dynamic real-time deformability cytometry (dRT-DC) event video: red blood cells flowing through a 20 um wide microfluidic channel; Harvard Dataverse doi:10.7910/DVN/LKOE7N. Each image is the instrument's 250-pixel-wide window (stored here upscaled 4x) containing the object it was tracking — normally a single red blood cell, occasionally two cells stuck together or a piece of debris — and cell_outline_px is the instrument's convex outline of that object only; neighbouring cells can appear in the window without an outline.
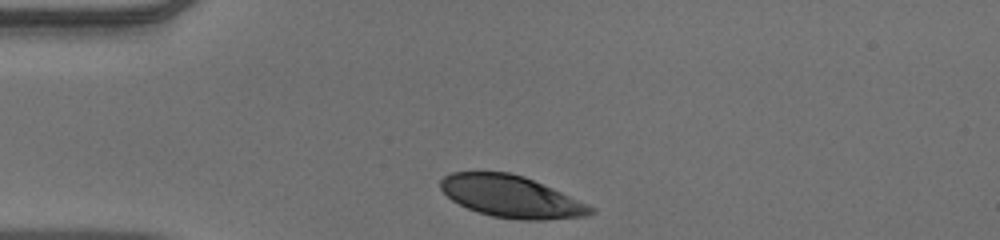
{"species": "human", "species_latin": "Homo sapiens", "temperature_condition": "warm", "stored_images_in_passage": 32, "camera_frame_rate_fps": 3000, "um_per_image_px": 0.085, "donor": {"sex": "male"}, "frame": {"image": 1, "passage_image": 1, "time_ms": 0.0, "image_size_px": [1000, 240], "cell_outline_px": [[596, 212], [588, 216], [548, 220], [520, 220], [492, 216], [476, 212], [452, 200], [440, 188], [440, 180], [444, 176], [452, 172], [508, 172], [524, 176], [552, 188], [588, 204], [596, 208]], "centroid_in_image_um": [43.48, 16.72], "position_along_channel_um": 41.5, "area_um2": 36.65}}
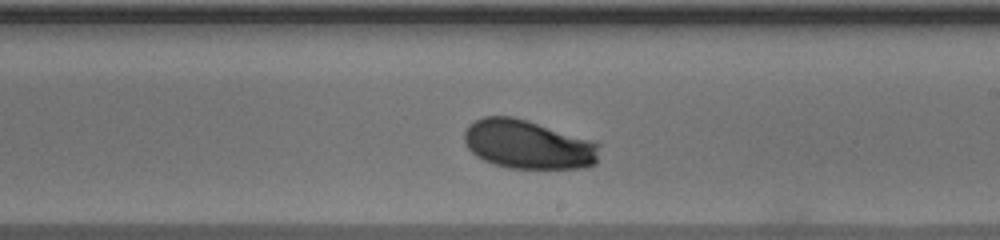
{"frame": {"image": 2, "passage_image": 19, "time_ms": 6.0, "image_size_px": [1000, 240], "cell_outline_px": [[600, 144], [596, 164], [584, 168], [508, 168], [492, 164], [476, 156], [464, 144], [464, 132], [468, 124], [484, 116], [512, 116], [596, 140]], "centroid_in_image_um": [44.9, 12.28], "position_along_channel_um": 244.1, "area_um2": 38.96}}
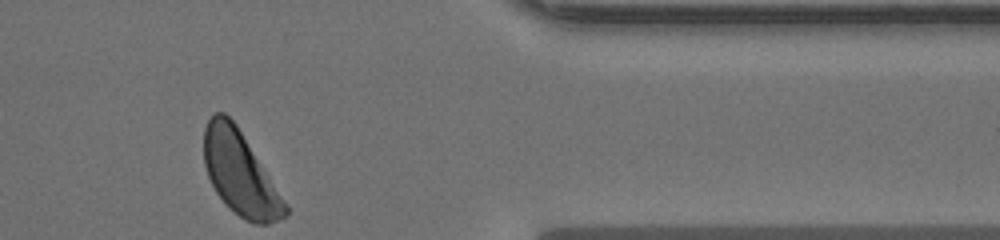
{"frame": {"image": 3, "passage_image": 32, "time_ms": 10.333, "image_size_px": [1000, 240], "cell_outline_px": [[288, 216], [280, 220], [268, 224], [256, 224], [244, 220], [228, 208], [224, 204], [216, 192], [208, 176], [204, 164], [204, 128], [208, 120], [216, 112], [224, 112], [236, 124], [288, 208]], "centroid_in_image_um": [20.37, 14.77], "position_along_channel_um": 391.0, "area_um2": 38.84}, "authors_computed_cell_mechanics": {"area_um2": 38.7549, "velocity_mm_per_s": 3.8676, "shape_relaxation_time_tau1_ms": 2.8445, "shape_relaxation_time_tau2_ms": null, "deformation_change_tau1": 0.1383, "deformation_change_tau2": null}}